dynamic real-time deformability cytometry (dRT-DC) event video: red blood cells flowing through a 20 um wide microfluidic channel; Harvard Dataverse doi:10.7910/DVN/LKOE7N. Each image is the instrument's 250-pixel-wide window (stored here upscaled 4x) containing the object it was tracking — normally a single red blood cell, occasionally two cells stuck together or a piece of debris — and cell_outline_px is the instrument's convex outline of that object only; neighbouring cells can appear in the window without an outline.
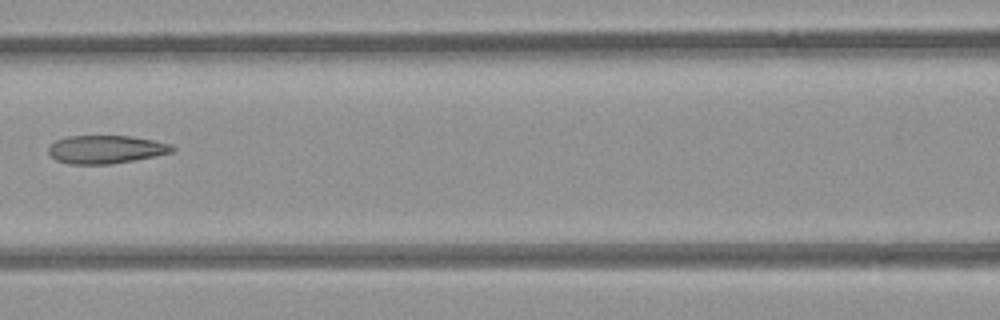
{"species": "common noctule bat (a hibernating species)", "species_latin": "Nyctalus noctula", "temperature_condition": "room temperature", "stored_images_in_passage": 5, "camera_frame_rate_fps": 3000, "um_per_image_px": 0.085, "animal": {"sex": "female", "body_mass_g": 21.9}, "frame": {"image": 1, "passage_image": 4, "time_ms": 1.0, "image_size_px": [1000, 320], "cell_outline_px": [[176, 148], [172, 152], [156, 156], [112, 164], [68, 164], [56, 160], [48, 152], [48, 148], [56, 140], [68, 136], [132, 136], [172, 144]], "centroid_in_image_um": [9.01, 12.7], "position_along_channel_um": 157.6, "area_um2": 20.35}}
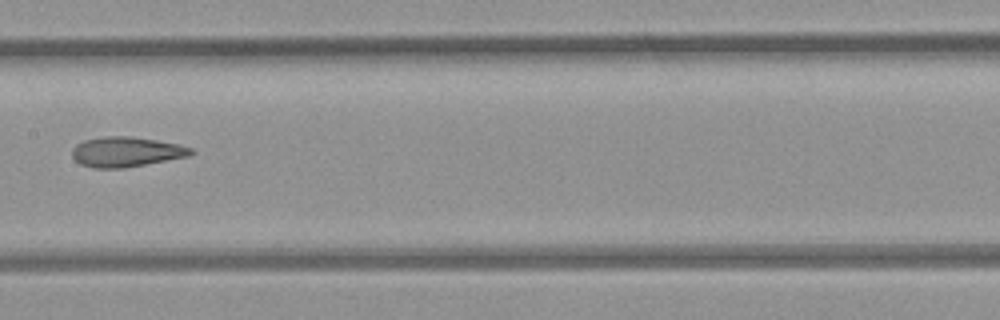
{"frame": {"image": 2, "passage_image": 5, "time_ms": 1.333, "image_size_px": [1000, 320], "cell_outline_px": [[196, 152], [188, 156], [124, 168], [92, 168], [80, 164], [72, 156], [72, 148], [76, 144], [84, 140], [104, 136], [128, 136], [156, 140], [176, 144], [192, 148]], "centroid_in_image_um": [10.69, 12.91], "position_along_channel_um": 196.7, "area_um2": 20.69}}